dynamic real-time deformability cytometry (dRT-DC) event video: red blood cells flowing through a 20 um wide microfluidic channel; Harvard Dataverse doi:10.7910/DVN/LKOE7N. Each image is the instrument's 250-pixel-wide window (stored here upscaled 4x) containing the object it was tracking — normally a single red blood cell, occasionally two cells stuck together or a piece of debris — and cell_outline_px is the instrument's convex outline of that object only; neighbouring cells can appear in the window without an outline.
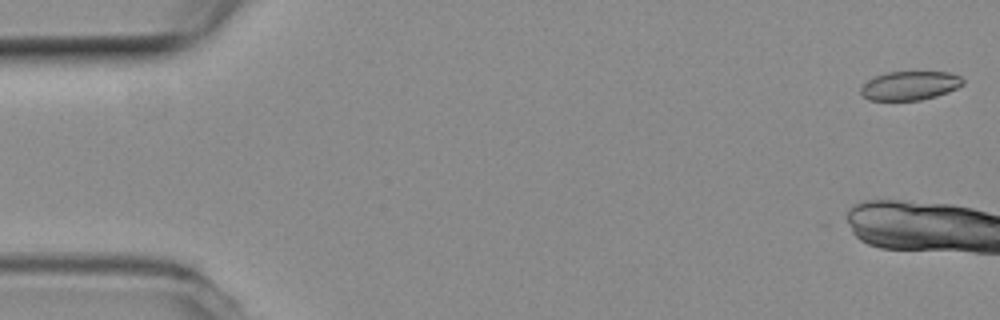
{"species": "common noctule bat (a hibernating species)", "species_latin": "Nyctalus noctula", "temperature_condition": "room temperature", "stored_images_in_passage": 7, "camera_frame_rate_fps": 3000, "um_per_image_px": 0.085, "animal": {"sex": "female", "body_mass_g": 19.3, "forearm_length_mm": 54.1}, "frame": {"image": 1, "passage_image": 1, "time_ms": 0.0, "image_size_px": [1000, 320], "cell_outline_px": [[964, 84], [948, 92], [936, 96], [920, 100], [868, 100], [860, 92], [860, 88], [872, 76], [888, 72], [948, 72], [960, 76], [964, 80]], "centroid_in_image_um": [77.33, 7.27], "position_along_channel_um": 7.7, "area_um2": 17.22}}